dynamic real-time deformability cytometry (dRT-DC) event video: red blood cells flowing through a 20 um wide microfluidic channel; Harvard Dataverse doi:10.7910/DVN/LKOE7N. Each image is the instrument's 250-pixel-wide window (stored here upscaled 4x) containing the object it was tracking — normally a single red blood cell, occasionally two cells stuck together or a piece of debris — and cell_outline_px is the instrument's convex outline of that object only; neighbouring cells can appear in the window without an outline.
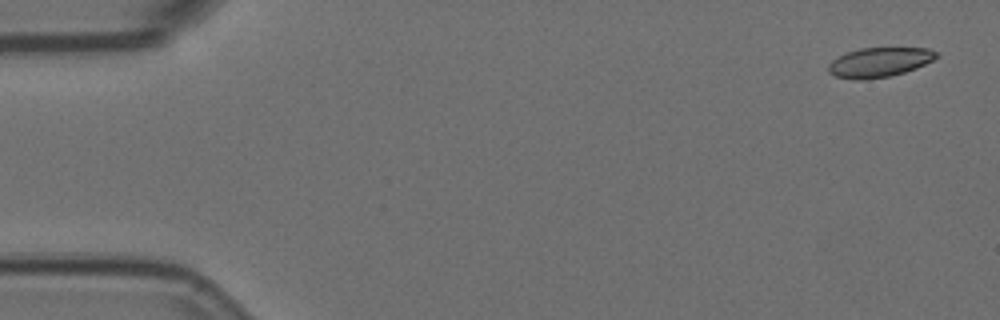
{"species": "Egyptian fruit bat (a non-hibernating species)", "species_latin": "Rousettus aegyptiacus", "temperature_condition": "room temperature", "stored_images_in_passage": 5, "camera_frame_rate_fps": 3000, "um_per_image_px": 0.085, "animal": {"sex": "female"}, "frame": {"image": 1, "passage_image": 1, "time_ms": 0.0, "image_size_px": [1000, 320], "cell_outline_px": [[940, 56], [916, 68], [904, 72], [888, 76], [864, 80], [852, 80], [836, 76], [828, 72], [828, 64], [832, 60], [848, 52], [860, 48], [928, 48], [940, 52]], "centroid_in_image_um": [74.76, 5.29], "position_along_channel_um": 10.2, "area_um2": 18.61}}
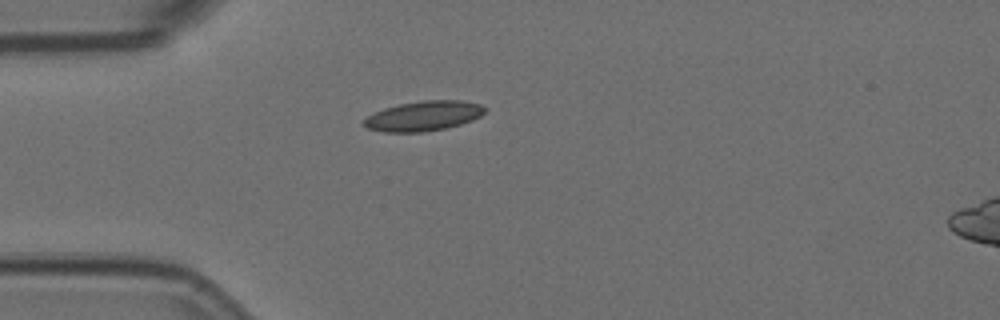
{"frame": {"image": 2, "passage_image": 4, "time_ms": 1.0, "image_size_px": [1000, 320], "cell_outline_px": [[488, 108], [480, 116], [472, 120], [460, 124], [444, 128], [424, 132], [384, 132], [368, 128], [360, 124], [368, 116], [384, 108], [400, 104], [424, 100], [460, 100], [480, 104]], "centroid_in_image_um": [36.0, 9.85], "position_along_channel_um": 49.0, "area_um2": 20.98}}